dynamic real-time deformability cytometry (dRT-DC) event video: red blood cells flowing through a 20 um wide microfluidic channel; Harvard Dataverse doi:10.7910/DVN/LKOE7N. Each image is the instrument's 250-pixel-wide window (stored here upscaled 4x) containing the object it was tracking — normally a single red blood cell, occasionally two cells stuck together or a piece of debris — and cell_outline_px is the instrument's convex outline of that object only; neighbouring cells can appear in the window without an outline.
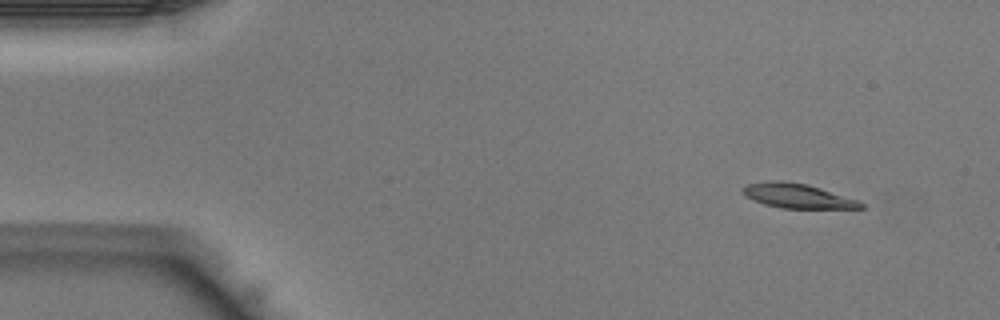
{"species": "Egyptian fruit bat (a non-hibernating species)", "species_latin": "Rousettus aegyptiacus", "temperature_condition": "warm", "stored_images_in_passage": 39, "camera_frame_rate_fps": 3000, "um_per_image_px": 0.085, "animal": {"sex": "male"}, "frame": {"image": 1, "passage_image": 1, "time_ms": 0.0, "image_size_px": [1000, 320], "cell_outline_px": [[864, 208], [780, 208], [764, 204], [744, 196], [740, 192], [740, 188], [748, 184], [768, 180], [784, 180], [808, 184], [860, 200], [864, 204]], "centroid_in_image_um": [67.75, 16.63], "position_along_channel_um": 17.2, "area_um2": 17.17}}
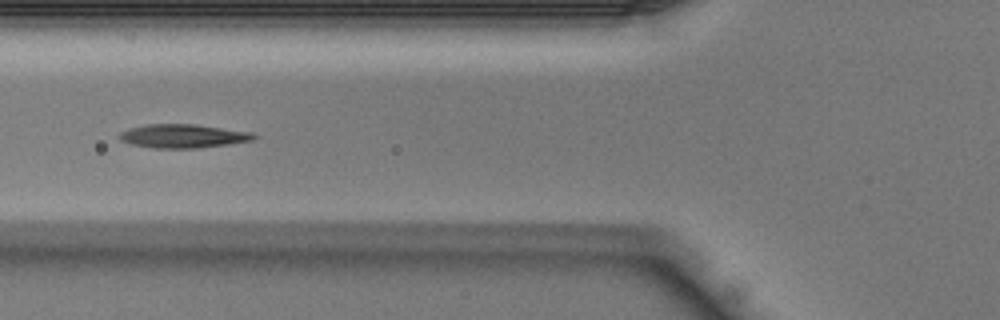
{"frame": {"image": 2, "passage_image": 13, "time_ms": 4.0, "image_size_px": [1000, 320], "cell_outline_px": [[256, 136], [252, 140], [228, 144], [196, 148], [152, 148], [132, 144], [120, 140], [120, 132], [128, 128], [148, 124], [196, 124], [252, 132]], "centroid_in_image_um": [15.54, 11.56], "position_along_channel_um": 110.3, "area_um2": 18.44}}
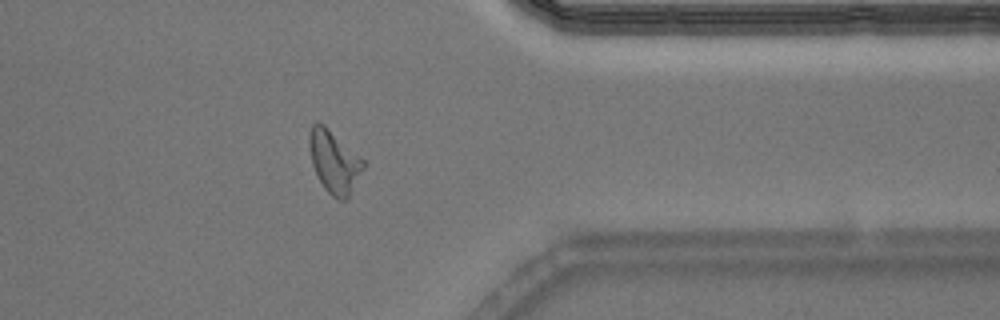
{"frame": {"image": 3, "passage_image": 31, "time_ms": 10.0, "image_size_px": [1000, 320], "cell_outline_px": [[364, 168], [348, 196], [344, 200], [336, 200], [324, 188], [312, 164], [308, 144], [308, 136], [312, 124], [316, 120], [324, 124], [360, 156], [364, 160]], "centroid_in_image_um": [28.38, 13.71], "position_along_channel_um": 383.0, "area_um2": 19.54}}